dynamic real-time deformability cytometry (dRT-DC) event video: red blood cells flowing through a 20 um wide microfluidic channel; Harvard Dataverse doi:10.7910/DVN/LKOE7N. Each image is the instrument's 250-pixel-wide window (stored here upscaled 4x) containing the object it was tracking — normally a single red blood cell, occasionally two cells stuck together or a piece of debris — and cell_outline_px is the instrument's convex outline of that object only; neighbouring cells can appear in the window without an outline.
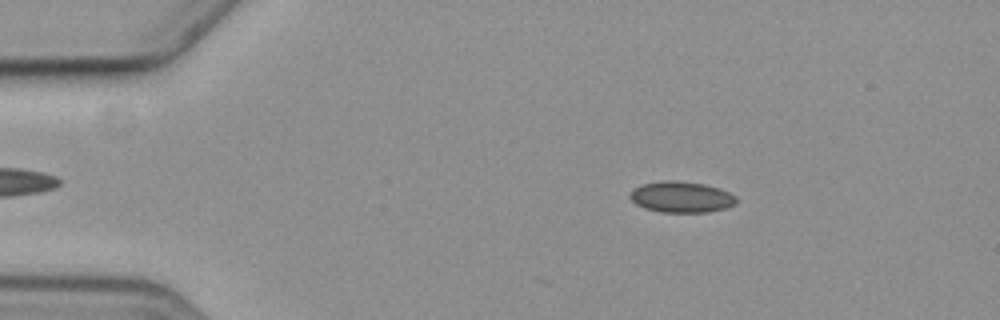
{"species": "common noctule bat (a hibernating species)", "species_latin": "Nyctalus noctula", "temperature_condition": "cold", "stored_images_in_passage": 4, "camera_frame_rate_fps": 3000, "um_per_image_px": 0.085, "animal": {"sex": "female", "body_mass_g": 19.3, "forearm_length_mm": 54.1}, "frame": {"image": 1, "passage_image": 2, "time_ms": 1.0, "image_size_px": [1000, 320], "cell_outline_px": [[736, 200], [732, 204], [724, 208], [708, 212], [660, 212], [644, 208], [636, 204], [632, 200], [632, 192], [636, 188], [644, 184], [664, 180], [676, 180], [704, 184], [720, 188], [736, 196]], "centroid_in_image_um": [57.93, 16.74], "position_along_channel_um": 27.1, "area_um2": 18.9}}